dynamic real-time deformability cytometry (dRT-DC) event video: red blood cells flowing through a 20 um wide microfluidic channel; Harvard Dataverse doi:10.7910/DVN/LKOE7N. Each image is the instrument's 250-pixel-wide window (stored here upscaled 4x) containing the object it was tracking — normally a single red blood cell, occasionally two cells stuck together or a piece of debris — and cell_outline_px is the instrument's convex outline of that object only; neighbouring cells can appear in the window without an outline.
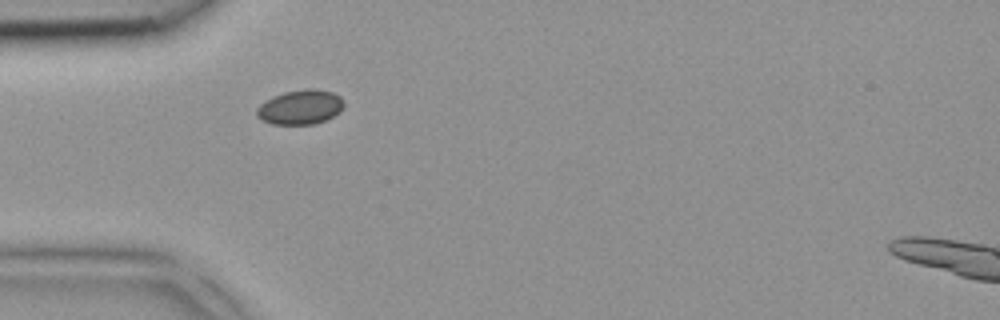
{"species": "common noctule bat (a hibernating species)", "species_latin": "Nyctalus noctula", "temperature_condition": "room temperature", "stored_images_in_passage": 1, "camera_frame_rate_fps": 3000, "um_per_image_px": 0.085, "animal": {"sex": "female", "body_mass_g": 18.4}, "frame": {"image": 1, "passage_image": 1, "time_ms": 0.0, "image_size_px": [1000, 320], "cell_outline_px": [[344, 104], [340, 112], [324, 120], [312, 124], [272, 124], [256, 116], [256, 108], [260, 104], [272, 96], [284, 92], [308, 88], [316, 88], [332, 92], [340, 96], [344, 100]], "centroid_in_image_um": [25.53, 9.09], "position_along_channel_um": 59.5, "area_um2": 17.57}}